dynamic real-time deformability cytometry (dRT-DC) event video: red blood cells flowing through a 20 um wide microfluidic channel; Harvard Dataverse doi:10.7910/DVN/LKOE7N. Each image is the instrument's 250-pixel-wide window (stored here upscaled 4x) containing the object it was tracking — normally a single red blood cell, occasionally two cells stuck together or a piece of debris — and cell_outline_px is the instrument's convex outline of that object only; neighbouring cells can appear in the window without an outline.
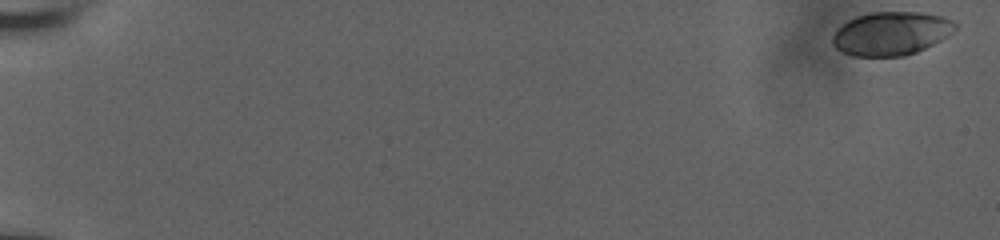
{"species": "human", "species_latin": "Homo sapiens", "temperature_condition": "room temperature", "stored_images_in_passage": 57, "camera_frame_rate_fps": 3000, "um_per_image_px": 0.085, "donor": {"sex": "male"}, "frame": {"image": 1, "passage_image": 1, "time_ms": 0.0, "image_size_px": [1000, 240], "cell_outline_px": [[960, 24], [948, 36], [916, 52], [904, 56], [852, 56], [836, 48], [832, 44], [832, 36], [848, 20], [872, 12], [924, 12], [944, 16]], "centroid_in_image_um": [75.8, 2.84], "position_along_channel_um": 9.2, "area_um2": 30.98}}
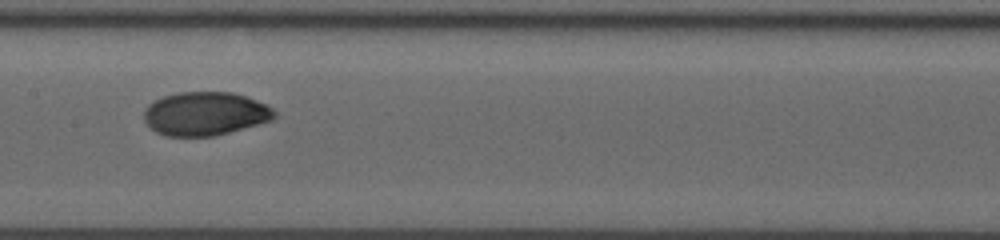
{"frame": {"image": 2, "passage_image": 32, "time_ms": 10.333, "image_size_px": [1000, 240], "cell_outline_px": [[276, 116], [272, 120], [228, 132], [212, 136], [164, 136], [156, 132], [144, 120], [144, 108], [148, 104], [164, 96], [176, 92], [232, 92], [256, 100], [272, 108], [276, 112]], "centroid_in_image_um": [17.41, 9.66], "position_along_channel_um": 190.0, "area_um2": 32.95}}
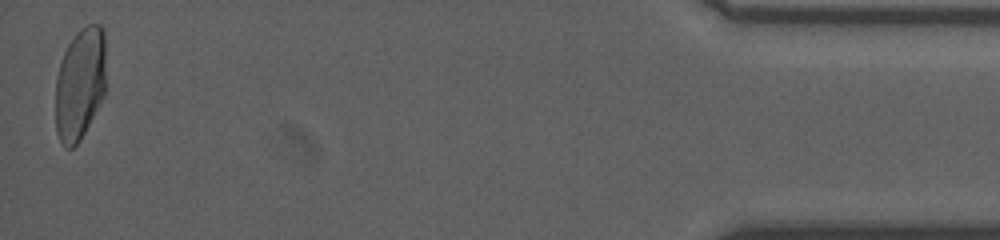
{"frame": {"image": 3, "passage_image": 57, "time_ms": 18.667, "image_size_px": [1000, 240], "cell_outline_px": [[104, 96], [80, 140], [72, 148], [64, 148], [60, 144], [56, 132], [56, 76], [64, 52], [68, 44], [76, 32], [80, 28], [88, 24], [100, 24], [104, 28]], "centroid_in_image_um": [6.78, 7.13], "position_along_channel_um": 428.4, "area_um2": 33.06}, "authors_computed_cell_mechanics": {"area_um2": 32.5414, "velocity_mm_per_s": 3.8147, "shape_relaxation_time_tau1_ms": 3.8667, "shape_relaxation_time_tau2_ms": 0.972, "deformation_change_tau1": 0.146, "deformation_change_tau2": 0.028}}